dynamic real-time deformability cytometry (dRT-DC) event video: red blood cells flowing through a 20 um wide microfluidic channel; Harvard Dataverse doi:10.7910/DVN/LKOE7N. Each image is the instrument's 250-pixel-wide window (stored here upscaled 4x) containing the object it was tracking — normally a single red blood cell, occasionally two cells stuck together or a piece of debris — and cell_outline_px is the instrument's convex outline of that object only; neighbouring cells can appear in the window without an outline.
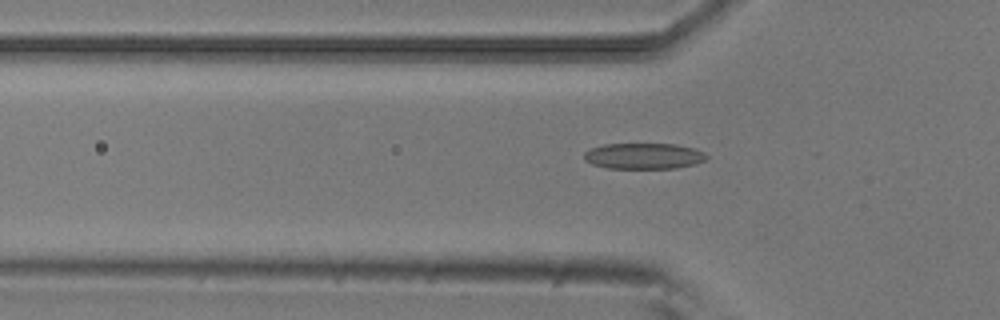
{"species": "common noctule bat (a hibernating species)", "species_latin": "Nyctalus noctula", "temperature_condition": "room temperature", "stored_images_in_passage": 48, "camera_frame_rate_fps": 3000, "um_per_image_px": 0.085, "animal": {"sex": "male", "body_mass_g": 20.5, "forearm_length_mm": 52.5}, "frame": {"image": 1, "passage_image": 17, "time_ms": 5.333, "image_size_px": [1000, 320], "cell_outline_px": [[708, 156], [704, 160], [696, 164], [676, 168], [608, 168], [592, 164], [584, 160], [584, 152], [592, 148], [604, 144], [676, 144], [696, 148], [704, 152]], "centroid_in_image_um": [54.74, 13.26], "position_along_channel_um": 71.1, "area_um2": 18.55}}
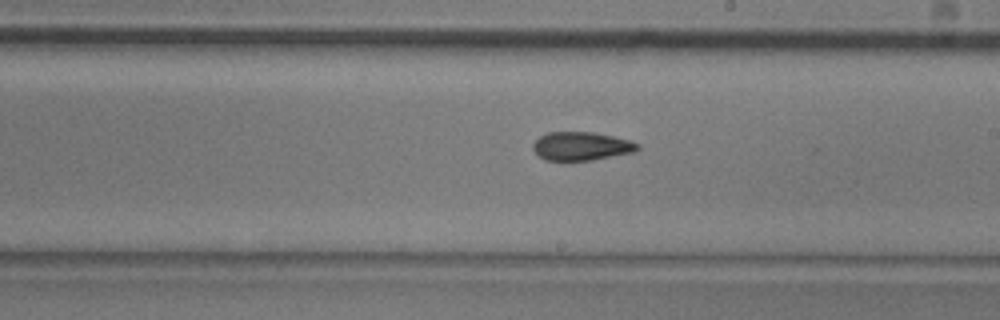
{"frame": {"image": 2, "passage_image": 30, "time_ms": 9.667, "image_size_px": [1000, 320], "cell_outline_px": [[640, 148], [636, 152], [592, 160], [544, 160], [536, 156], [532, 148], [532, 144], [540, 136], [548, 132], [592, 132], [612, 136], [628, 140], [640, 144]], "centroid_in_image_um": [49.39, 12.43], "position_along_channel_um": 239.6, "area_um2": 17.51}}
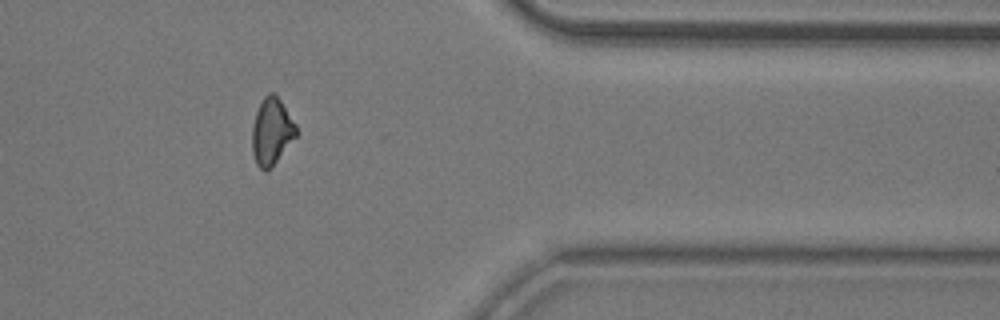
{"frame": {"image": 3, "passage_image": 43, "time_ms": 14.0, "image_size_px": [1000, 320], "cell_outline_px": [[300, 132], [276, 160], [264, 172], [256, 164], [252, 152], [252, 128], [256, 112], [264, 96], [268, 92], [272, 92], [280, 100], [296, 124]], "centroid_in_image_um": [23.09, 11.16], "position_along_channel_um": 388.3, "area_um2": 16.94}}